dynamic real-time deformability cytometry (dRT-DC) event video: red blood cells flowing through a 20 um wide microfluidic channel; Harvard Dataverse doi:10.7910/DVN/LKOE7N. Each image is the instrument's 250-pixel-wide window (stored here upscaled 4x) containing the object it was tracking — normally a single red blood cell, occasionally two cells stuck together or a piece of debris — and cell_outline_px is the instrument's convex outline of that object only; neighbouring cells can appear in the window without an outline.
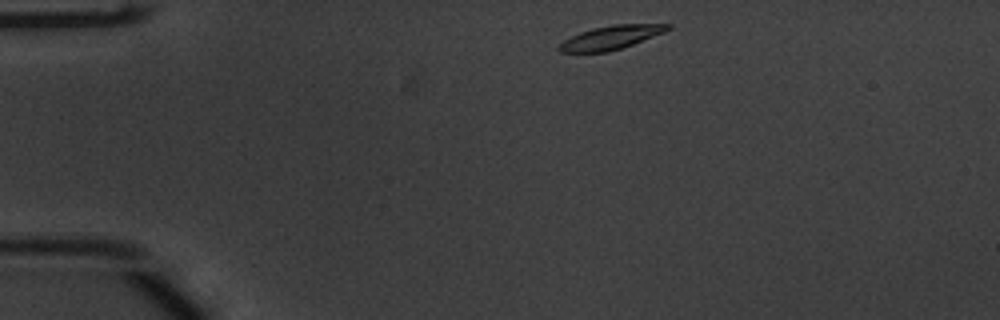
{"species": "common noctule bat (a hibernating species)", "species_latin": "Nyctalus noctula", "temperature_condition": "warm", "stored_images_in_passage": 44, "camera_frame_rate_fps": 3000, "um_per_image_px": 0.085, "animal": {"sex": "male", "body_mass_g": 20.1, "forearm_length_mm": 53.5}, "frame": {"image": 1, "passage_image": 1, "time_ms": 0.0, "image_size_px": [1000, 320], "cell_outline_px": [[672, 28], [664, 32], [632, 44], [608, 52], [560, 52], [556, 48], [564, 40], [580, 32], [592, 28], [612, 24], [672, 24]], "centroid_in_image_um": [51.91, 3.18], "position_along_channel_um": 33.1, "area_um2": 14.85}}
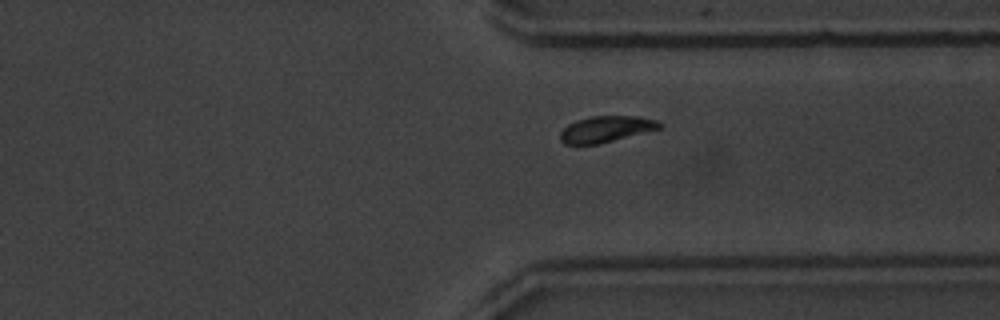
{"frame": {"image": 2, "passage_image": 31, "time_ms": 10.0, "image_size_px": [1000, 320], "cell_outline_px": [[664, 124], [660, 128], [596, 144], [564, 144], [560, 140], [560, 132], [568, 124], [576, 120], [592, 116], [640, 116], [656, 120]], "centroid_in_image_um": [51.49, 10.96], "position_along_channel_um": 359.9, "area_um2": 14.91}}
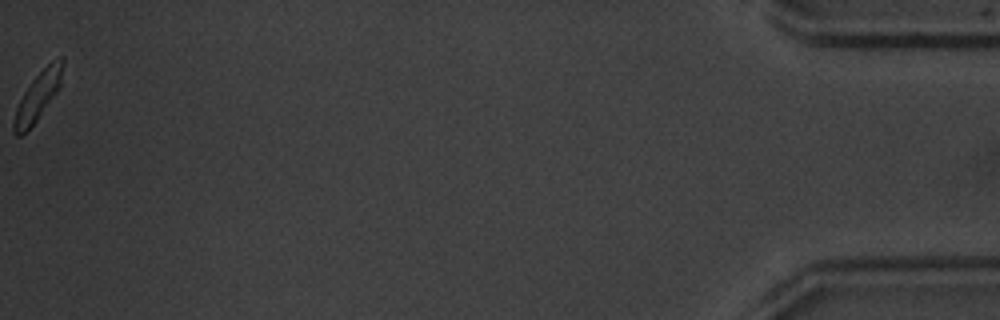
{"frame": {"image": 3, "passage_image": 44, "time_ms": 14.333, "image_size_px": [1000, 320], "cell_outline_px": [[64, 64], [60, 84], [56, 92], [28, 132], [20, 136], [16, 136], [12, 132], [12, 120], [16, 108], [24, 92], [32, 80], [52, 60], [60, 56], [64, 56]], "centroid_in_image_um": [3.19, 8.21], "position_along_channel_um": 432.0, "area_um2": 13.76}, "authors_computed_cell_mechanics": {"area_um2": 15.5193, "velocity_mm_per_s": 3.8018, "shape_relaxation_time_tau1_ms": 2.2374, "shape_relaxation_time_tau2_ms": 2.3752, "deformation_change_tau1": 0.1411, "deformation_change_tau2": 0.0683}}